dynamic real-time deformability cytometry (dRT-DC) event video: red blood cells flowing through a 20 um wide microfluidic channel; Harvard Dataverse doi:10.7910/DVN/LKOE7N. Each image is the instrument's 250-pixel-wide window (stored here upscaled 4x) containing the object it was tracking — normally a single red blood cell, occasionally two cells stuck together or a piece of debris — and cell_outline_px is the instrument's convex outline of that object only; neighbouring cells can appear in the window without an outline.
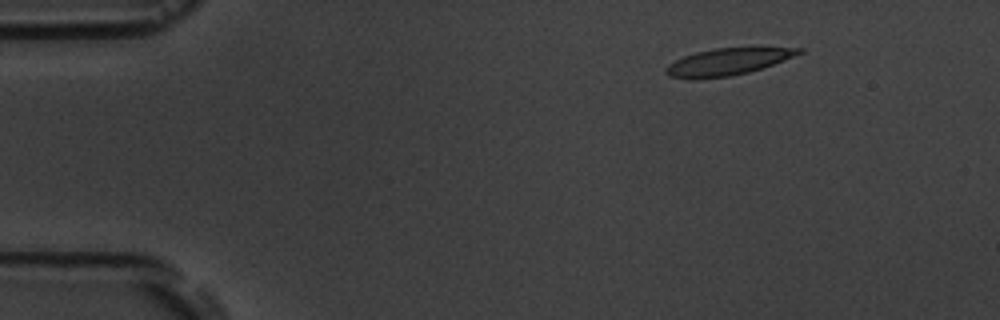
{"species": "common noctule bat (a hibernating species)", "species_latin": "Nyctalus noctula", "temperature_condition": "room temperature", "stored_images_in_passage": 8, "camera_frame_rate_fps": 3000, "um_per_image_px": 0.085, "animal": {"sex": "male", "body_mass_g": 19.5, "forearm_length_mm": 54.6}, "frame": {"image": 1, "passage_image": 2, "time_ms": 1.333, "image_size_px": [1000, 320], "cell_outline_px": [[804, 52], [772, 64], [748, 72], [728, 76], [696, 80], [688, 80], [668, 76], [664, 72], [664, 68], [668, 64], [684, 56], [696, 52], [716, 48], [804, 48]], "centroid_in_image_um": [61.74, 5.27], "position_along_channel_um": 23.3, "area_um2": 20.69}}
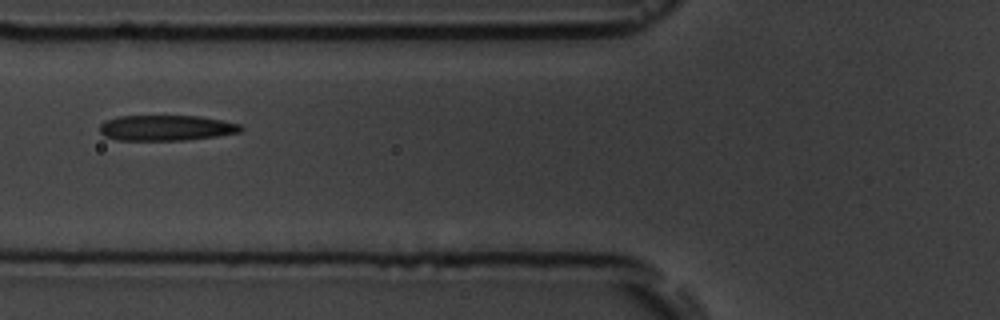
{"frame": {"image": 2, "passage_image": 6, "time_ms": 6.0, "image_size_px": [1000, 320], "cell_outline_px": [[244, 128], [240, 132], [216, 136], [188, 140], [116, 140], [104, 136], [100, 132], [100, 124], [104, 120], [120, 116], [200, 116], [224, 120], [240, 124]], "centroid_in_image_um": [14.13, 10.87], "position_along_channel_um": 111.7, "area_um2": 21.15}}
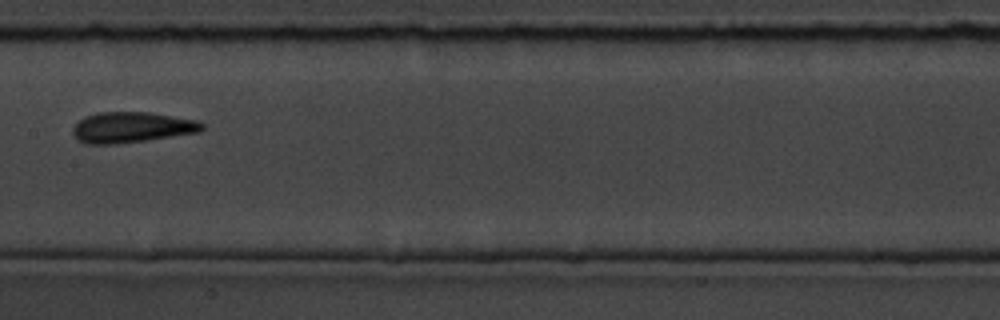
{"frame": {"image": 3, "passage_image": 8, "time_ms": 8.333, "image_size_px": [1000, 320], "cell_outline_px": [[204, 128], [200, 132], [148, 140], [116, 144], [84, 144], [76, 140], [72, 132], [72, 128], [84, 116], [96, 112], [148, 112], [196, 120], [204, 124]], "centroid_in_image_um": [11.15, 10.83], "position_along_channel_um": 196.2, "area_um2": 23.29}}